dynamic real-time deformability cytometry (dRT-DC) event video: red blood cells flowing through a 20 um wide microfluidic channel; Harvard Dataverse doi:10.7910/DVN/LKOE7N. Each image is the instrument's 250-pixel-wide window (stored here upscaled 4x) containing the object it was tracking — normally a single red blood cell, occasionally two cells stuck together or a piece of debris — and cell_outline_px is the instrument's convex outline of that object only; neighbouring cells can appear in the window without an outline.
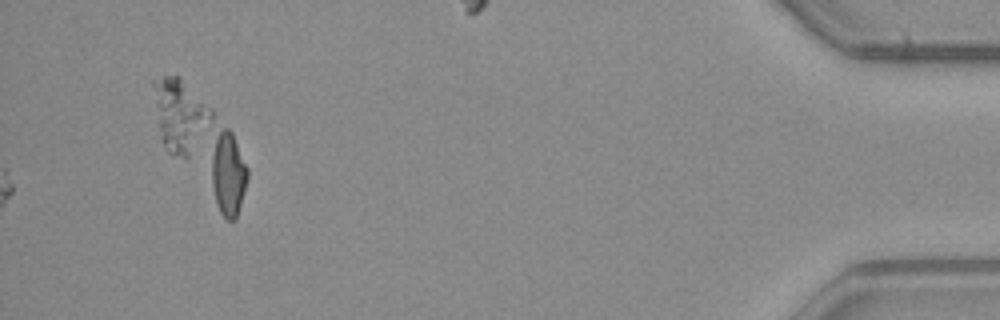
{"species": "common noctule bat (a hibernating species)", "species_latin": "Nyctalus noctula", "temperature_condition": "warm", "stored_images_in_passage": 37, "segment_of_instrument_passage": [2, 2], "camera_frame_rate_fps": 3000, "um_per_image_px": 0.085, "animal": {"sex": "male", "body_mass_g": 23.1, "forearm_length_mm": 52.7}, "frame": {"image": 1, "passage_image": 37, "time_ms": 12.0, "image_size_px": [1000, 320], "cell_outline_px": [[248, 176], [236, 220], [228, 220], [220, 212], [216, 204], [212, 184], [212, 156], [220, 124], [228, 128], [232, 132], [248, 168]], "centroid_in_image_um": [19.41, 14.78], "position_along_channel_um": 415.8, "area_um2": 17.51}}